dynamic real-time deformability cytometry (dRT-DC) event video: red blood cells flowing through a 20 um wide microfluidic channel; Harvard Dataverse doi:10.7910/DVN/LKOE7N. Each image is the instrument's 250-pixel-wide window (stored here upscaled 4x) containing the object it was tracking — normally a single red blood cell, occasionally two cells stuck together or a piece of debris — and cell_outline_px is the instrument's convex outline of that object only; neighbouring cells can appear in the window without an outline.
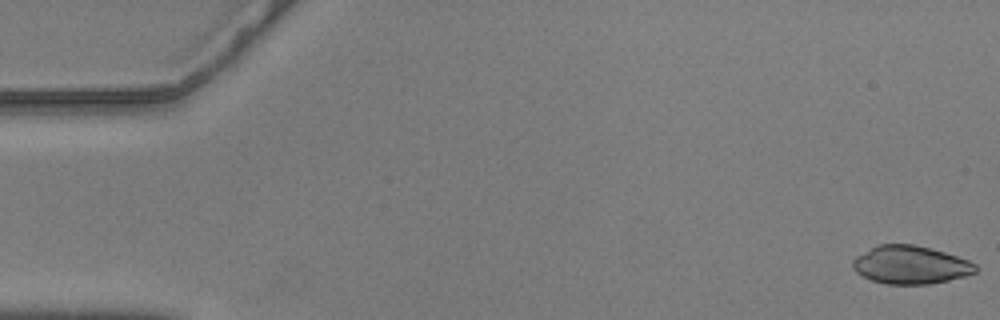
{"species": "common noctule bat (a hibernating species)", "species_latin": "Nyctalus noctula", "temperature_condition": "warm", "stored_images_in_passage": 56, "camera_frame_rate_fps": 3000, "um_per_image_px": 0.085, "animal": {"sex": "male", "body_mass_g": 20.5, "forearm_length_mm": 52.5}, "frame": {"image": 1, "passage_image": 1, "time_ms": 0.0, "image_size_px": [1000, 320], "cell_outline_px": [[976, 272], [964, 276], [948, 280], [928, 284], [884, 284], [872, 280], [856, 272], [852, 268], [852, 260], [856, 256], [880, 244], [912, 244], [932, 248], [968, 260], [976, 264]], "centroid_in_image_um": [77.38, 22.51], "position_along_channel_um": 7.6, "area_um2": 27.11}}
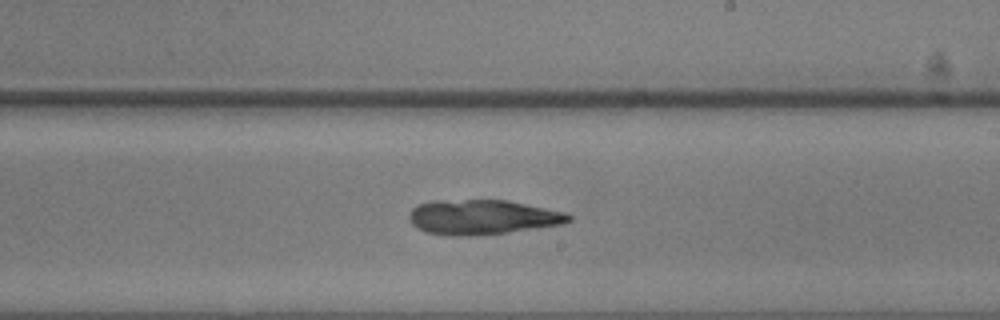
{"frame": {"image": 2, "passage_image": 33, "time_ms": 10.667, "image_size_px": [1000, 320], "cell_outline_px": [[572, 220], [564, 224], [508, 232], [472, 236], [448, 236], [424, 232], [416, 228], [412, 224], [408, 216], [412, 208], [416, 204], [428, 200], [508, 200], [564, 212], [572, 216]], "centroid_in_image_um": [40.95, 18.46], "position_along_channel_um": 248.1, "area_um2": 32.71}}
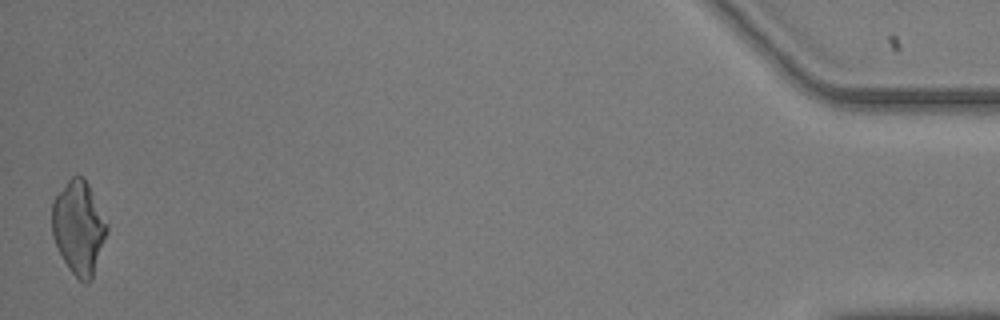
{"frame": {"image": 3, "passage_image": 56, "time_ms": 18.333, "image_size_px": [1000, 320], "cell_outline_px": [[108, 232], [92, 280], [88, 284], [84, 284], [68, 268], [52, 236], [52, 200], [68, 180], [72, 176], [84, 176], [108, 224]], "centroid_in_image_um": [6.7, 19.36], "position_along_channel_um": 428.5, "area_um2": 29.94}}